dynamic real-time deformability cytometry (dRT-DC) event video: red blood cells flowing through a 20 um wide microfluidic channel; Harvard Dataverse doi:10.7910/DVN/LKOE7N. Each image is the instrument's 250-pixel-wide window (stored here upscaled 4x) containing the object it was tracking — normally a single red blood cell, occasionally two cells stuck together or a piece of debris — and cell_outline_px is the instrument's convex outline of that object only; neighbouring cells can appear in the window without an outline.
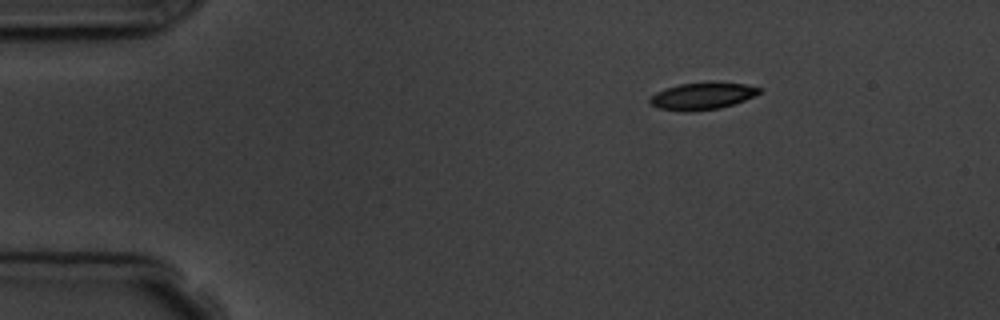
{"species": "common noctule bat (a hibernating species)", "species_latin": "Nyctalus noctula", "temperature_condition": "room temperature", "stored_images_in_passage": 13, "camera_frame_rate_fps": 3000, "um_per_image_px": 0.085, "animal": {"sex": "male", "body_mass_g": 19.5, "forearm_length_mm": 54.6}, "frame": {"image": 1, "passage_image": 1, "time_ms": 0.0, "image_size_px": [1000, 320], "cell_outline_px": [[764, 88], [760, 92], [744, 100], [720, 108], [688, 112], [684, 112], [656, 108], [648, 100], [656, 92], [664, 88], [680, 84], [712, 80], [744, 84]], "centroid_in_image_um": [59.68, 8.14], "position_along_channel_um": 25.3, "area_um2": 17.63}}
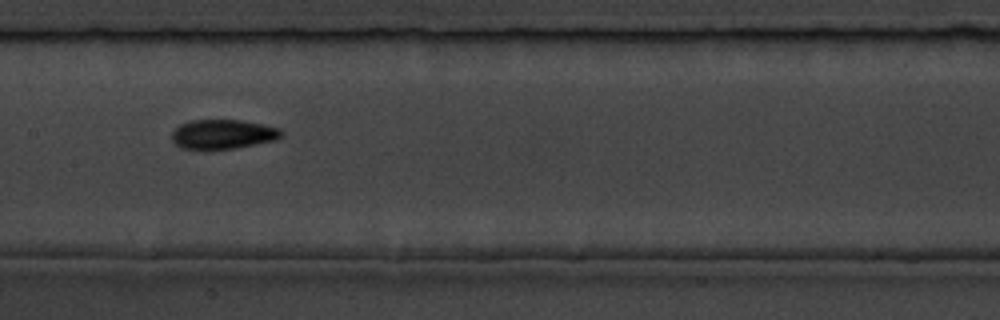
{"frame": {"image": 2, "passage_image": 6, "time_ms": 6.333, "image_size_px": [1000, 320], "cell_outline_px": [[284, 136], [276, 140], [236, 148], [180, 148], [172, 140], [172, 132], [180, 124], [192, 120], [240, 120], [264, 124], [280, 128], [284, 132]], "centroid_in_image_um": [19.01, 11.39], "position_along_channel_um": 188.4, "area_um2": 18.73}}
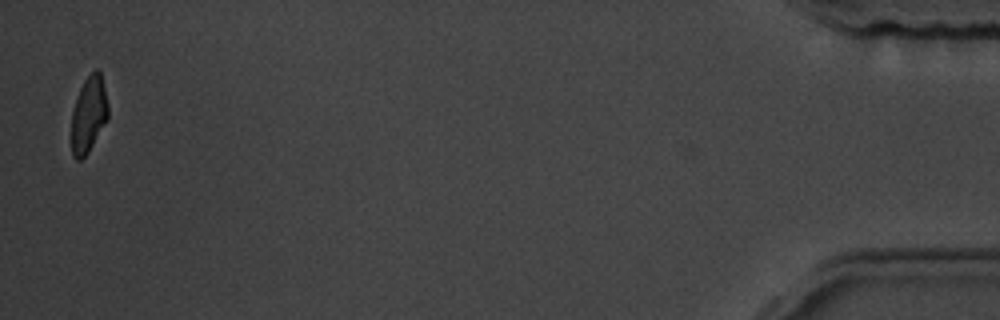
{"frame": {"image": 3, "passage_image": 13, "time_ms": 15.333, "image_size_px": [1000, 320], "cell_outline_px": [[108, 120], [88, 152], [80, 160], [76, 160], [72, 156], [72, 112], [80, 88], [84, 80], [96, 68], [100, 72], [108, 104]], "centroid_in_image_um": [7.55, 9.75], "position_along_channel_um": 427.7, "area_um2": 16.13}, "authors_computed_cell_mechanics": {"area_um2": 18.0914, "velocity_mm_per_s": 3.6825, "shape_relaxation_time_tau1_ms": null, "shape_relaxation_time_tau2_ms": 3.6072, "deformation_change_tau1": null, "deformation_change_tau2": 0.0879}}